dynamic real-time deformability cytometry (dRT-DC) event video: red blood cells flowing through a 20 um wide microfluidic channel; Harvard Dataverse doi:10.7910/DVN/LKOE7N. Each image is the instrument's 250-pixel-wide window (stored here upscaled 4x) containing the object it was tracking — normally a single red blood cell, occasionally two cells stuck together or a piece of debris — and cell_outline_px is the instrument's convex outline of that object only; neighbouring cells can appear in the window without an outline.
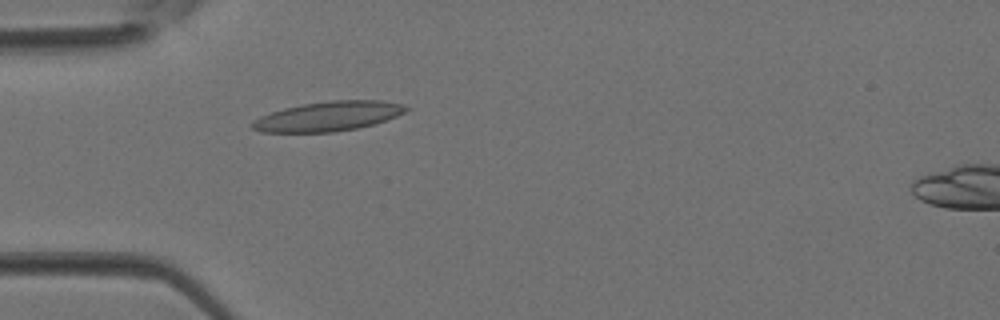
{"species": "Egyptian fruit bat (a non-hibernating species)", "species_latin": "Rousettus aegyptiacus", "temperature_condition": "room temperature", "stored_images_in_passage": 3, "camera_frame_rate_fps": 3000, "um_per_image_px": 0.085, "animal": {"sex": "female"}, "frame": {"image": 1, "passage_image": 2, "time_ms": 0.333, "image_size_px": [1000, 320], "cell_outline_px": [[412, 108], [396, 116], [376, 124], [356, 128], [332, 132], [260, 132], [252, 128], [252, 120], [260, 116], [284, 108], [304, 104], [332, 100], [380, 100], [400, 104]], "centroid_in_image_um": [27.9, 9.88], "position_along_channel_um": 57.1, "area_um2": 26.41}}